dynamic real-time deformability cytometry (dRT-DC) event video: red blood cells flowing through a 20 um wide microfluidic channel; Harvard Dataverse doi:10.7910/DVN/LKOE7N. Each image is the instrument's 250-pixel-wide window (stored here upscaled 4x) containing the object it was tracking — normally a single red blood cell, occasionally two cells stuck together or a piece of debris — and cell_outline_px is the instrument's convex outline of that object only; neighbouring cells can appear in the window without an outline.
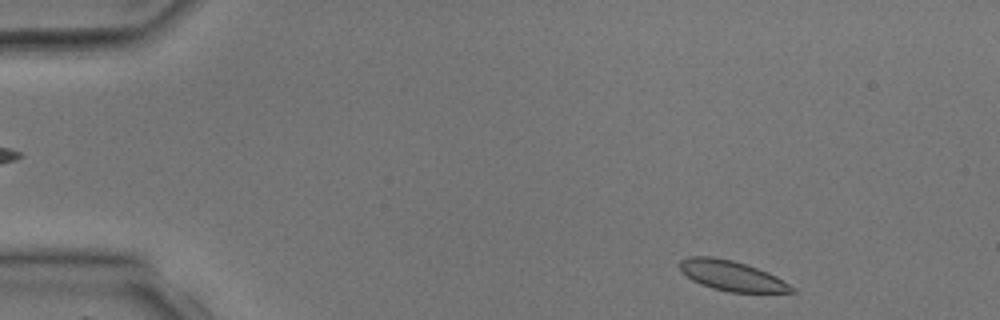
{"species": "common noctule bat (a hibernating species)", "species_latin": "Nyctalus noctula", "temperature_condition": "room temperature", "stored_images_in_passage": 4, "segment_of_instrument_passage": [2, 2], "camera_frame_rate_fps": 3000, "um_per_image_px": 0.085, "animal": {"sex": "male", "body_mass_g": 17.9, "forearm_length_mm": 54.2}, "frame": {"image": 1, "passage_image": 4, "time_ms": 3.667, "image_size_px": [1000, 320], "cell_outline_px": [[796, 292], [728, 292], [712, 288], [700, 284], [692, 280], [680, 268], [680, 260], [688, 256], [712, 256], [732, 260], [768, 272], [776, 276], [796, 288]], "centroid_in_image_um": [62.2, 23.44], "position_along_channel_um": 22.8, "area_um2": 19.48}}